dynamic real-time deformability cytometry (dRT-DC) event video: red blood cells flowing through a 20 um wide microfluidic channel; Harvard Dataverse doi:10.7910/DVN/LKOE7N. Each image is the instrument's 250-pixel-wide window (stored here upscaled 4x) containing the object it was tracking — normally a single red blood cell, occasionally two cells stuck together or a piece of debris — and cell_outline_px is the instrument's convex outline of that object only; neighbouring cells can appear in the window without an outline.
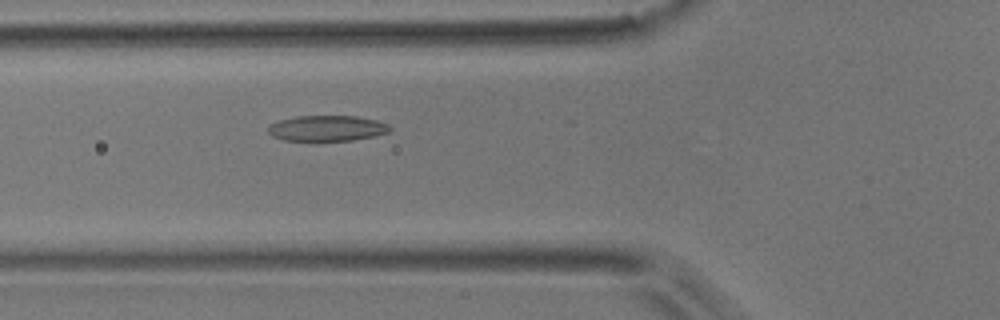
{"species": "common noctule bat (a hibernating species)", "species_latin": "Nyctalus noctula", "temperature_condition": "room temperature", "stored_images_in_passage": 8, "camera_frame_rate_fps": 3000, "um_per_image_px": 0.085, "animal": {"sex": "male", "body_mass_g": 17.9}, "frame": {"image": 1, "passage_image": 3, "time_ms": 0.667, "image_size_px": [1000, 320], "cell_outline_px": [[392, 128], [388, 132], [372, 136], [352, 140], [316, 144], [284, 140], [272, 136], [268, 132], [268, 128], [272, 124], [280, 120], [296, 116], [356, 116], [376, 120], [388, 124]], "centroid_in_image_um": [27.76, 10.95], "position_along_channel_um": 98.0, "area_um2": 18.9}}
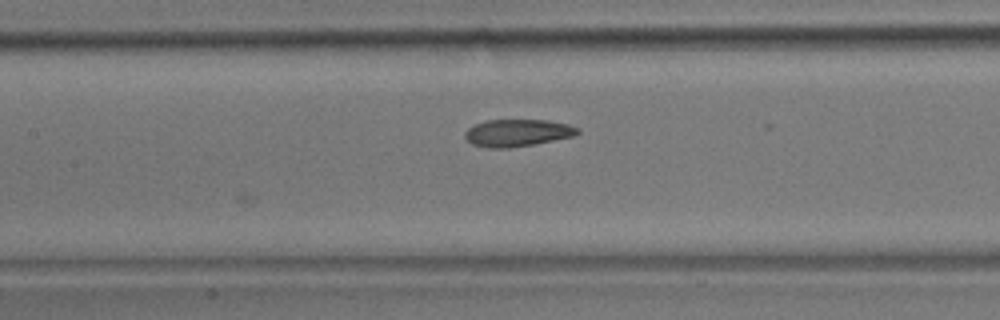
{"frame": {"image": 2, "passage_image": 8, "time_ms": 2.333, "image_size_px": [1000, 320], "cell_outline_px": [[580, 132], [576, 136], [532, 144], [508, 148], [488, 148], [472, 144], [464, 136], [464, 132], [468, 128], [476, 124], [488, 120], [544, 120], [568, 124], [580, 128]], "centroid_in_image_um": [44.0, 11.29], "position_along_channel_um": 163.4, "area_um2": 17.8}}